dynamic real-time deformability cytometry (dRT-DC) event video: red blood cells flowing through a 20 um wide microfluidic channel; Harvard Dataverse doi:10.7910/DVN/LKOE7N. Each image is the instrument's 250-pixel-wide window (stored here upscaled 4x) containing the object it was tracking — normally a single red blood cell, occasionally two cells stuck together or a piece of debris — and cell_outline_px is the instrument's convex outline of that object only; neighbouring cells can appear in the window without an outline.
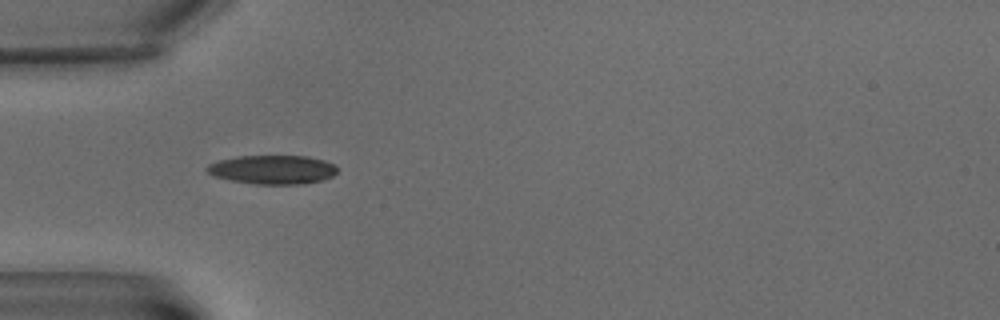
{"species": "common noctule bat (a hibernating species)", "species_latin": "Nyctalus noctula", "temperature_condition": "warm", "stored_images_in_passage": 2, "camera_frame_rate_fps": 3000, "um_per_image_px": 0.085, "animal": {"sex": "male", "body_mass_g": 15.6}, "frame": {"image": 1, "passage_image": 1, "time_ms": 0.0, "image_size_px": [1000, 320], "cell_outline_px": [[336, 172], [332, 176], [320, 180], [300, 184], [256, 184], [232, 180], [212, 176], [204, 168], [208, 164], [216, 160], [236, 156], [308, 156], [324, 160], [332, 164], [336, 168]], "centroid_in_image_um": [23.1, 14.4], "position_along_channel_um": 61.9, "area_um2": 21.91}}